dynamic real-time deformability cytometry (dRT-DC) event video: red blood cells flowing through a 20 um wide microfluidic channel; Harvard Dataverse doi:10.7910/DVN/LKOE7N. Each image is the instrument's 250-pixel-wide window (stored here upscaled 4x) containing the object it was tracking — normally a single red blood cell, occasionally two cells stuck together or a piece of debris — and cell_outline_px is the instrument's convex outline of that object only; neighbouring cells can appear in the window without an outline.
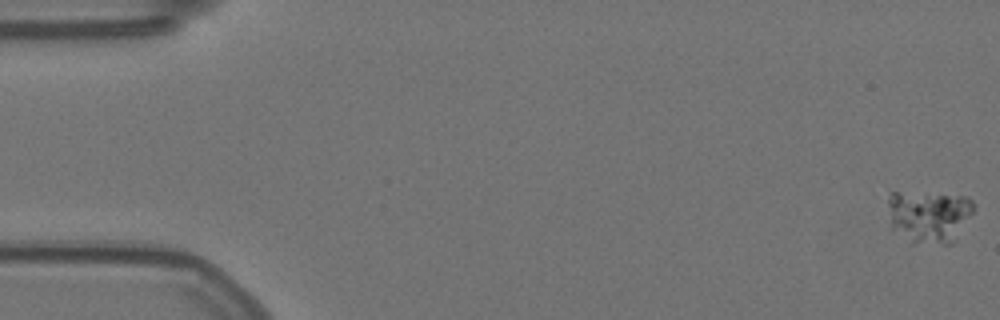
{"species": "Egyptian fruit bat (a non-hibernating species)", "species_latin": "Rousettus aegyptiacus", "temperature_condition": "warm", "stored_images_in_passage": 58, "camera_frame_rate_fps": 3000, "um_per_image_px": 0.085, "animal": {"sex": "female"}, "frame": {"image": 1, "passage_image": 1, "time_ms": 0.0, "image_size_px": [1000, 320], "cell_outline_px": [[976, 204], [972, 212], [956, 240], [952, 244], [912, 244], [892, 228], [888, 204], [888, 200], [892, 192], [896, 192], [968, 196]], "centroid_in_image_um": [79.0, 18.41], "position_along_channel_um": 6.0, "area_um2": 26.3}}
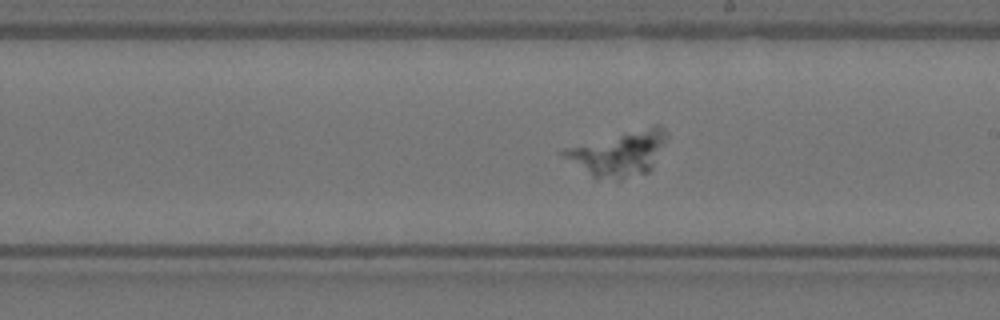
{"frame": {"image": 2, "passage_image": 33, "time_ms": 10.667, "image_size_px": [1000, 320], "cell_outline_px": [[668, 136], [652, 168], [648, 172], [620, 180], [596, 180], [564, 156], [560, 152], [560, 148], [656, 124], [660, 124], [668, 132]], "centroid_in_image_um": [52.61, 13.04], "position_along_channel_um": 236.4, "area_um2": 27.28}}
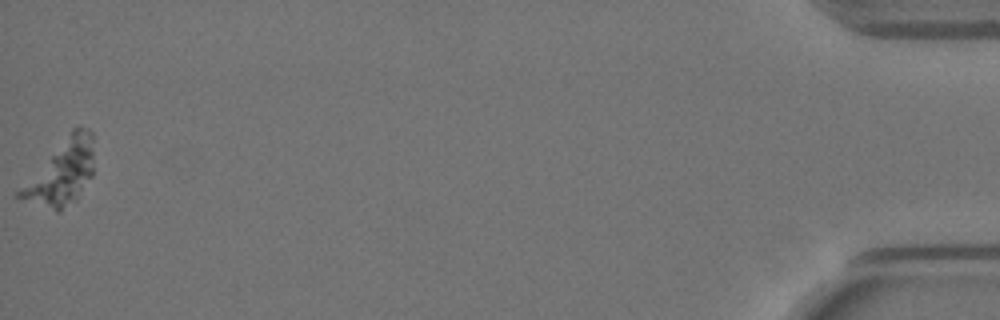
{"frame": {"image": 3, "passage_image": 58, "time_ms": 19.0, "image_size_px": [1000, 320], "cell_outline_px": [[92, 176], [76, 200], [60, 212], [56, 212], [16, 196], [16, 192], [72, 128], [80, 124], [88, 128], [92, 132]], "centroid_in_image_um": [5.25, 14.66], "position_along_channel_um": 430.0, "area_um2": 27.57}}